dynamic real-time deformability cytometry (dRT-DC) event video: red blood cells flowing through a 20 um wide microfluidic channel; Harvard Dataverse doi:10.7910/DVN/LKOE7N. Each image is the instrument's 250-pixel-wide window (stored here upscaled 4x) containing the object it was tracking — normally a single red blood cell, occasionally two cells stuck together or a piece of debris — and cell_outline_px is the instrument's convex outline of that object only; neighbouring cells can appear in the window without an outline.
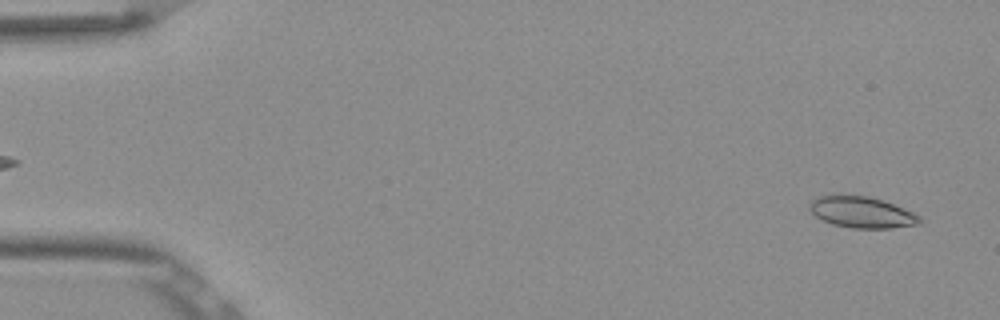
{"species": "Egyptian fruit bat (a non-hibernating species)", "species_latin": "Rousettus aegyptiacus", "temperature_condition": "room temperature", "stored_images_in_passage": 52, "camera_frame_rate_fps": 3000, "um_per_image_px": 0.085, "frame": {"image": 1, "passage_image": 2, "time_ms": 0.333, "image_size_px": [1000, 320], "cell_outline_px": [[924, 220], [920, 224], [892, 228], [852, 228], [832, 224], [820, 220], [808, 208], [808, 204], [812, 200], [820, 196], [832, 192], [868, 196], [892, 204], [912, 212], [920, 216]], "centroid_in_image_um": [73.19, 18.02], "position_along_channel_um": 11.8, "area_um2": 20.52}}
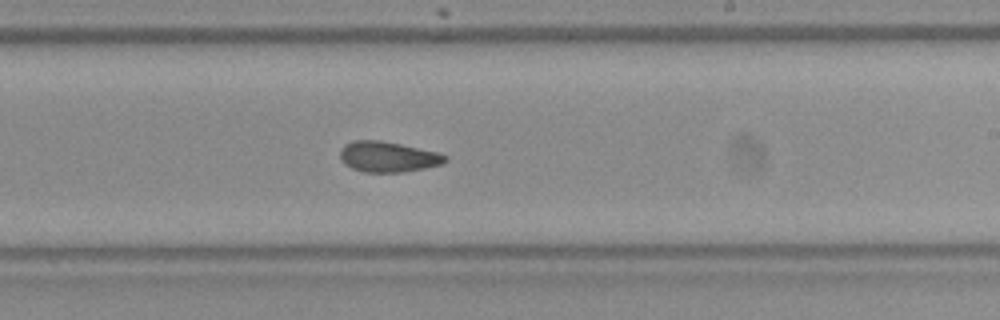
{"frame": {"image": 2, "passage_image": 31, "time_ms": 10.0, "image_size_px": [1000, 320], "cell_outline_px": [[448, 160], [440, 164], [424, 168], [404, 172], [364, 172], [352, 168], [344, 164], [340, 160], [340, 148], [344, 144], [352, 140], [380, 140], [400, 144], [436, 152], [448, 156]], "centroid_in_image_um": [32.92, 13.32], "position_along_channel_um": 256.1, "area_um2": 18.73}}
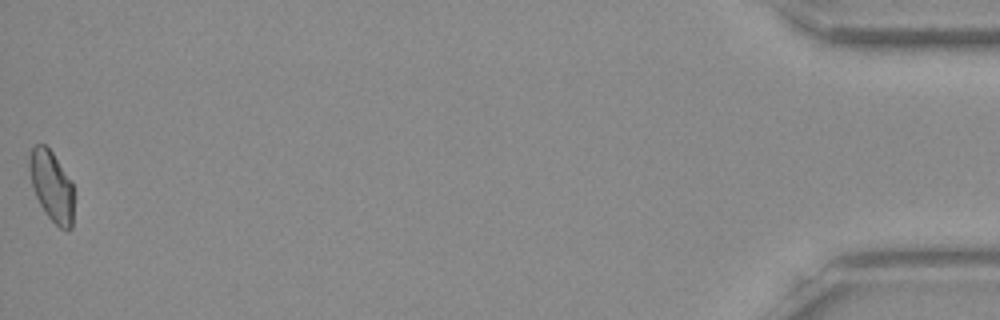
{"frame": {"image": 3, "passage_image": 52, "time_ms": 17.0, "image_size_px": [1000, 320], "cell_outline_px": [[72, 228], [68, 232], [60, 228], [44, 212], [36, 196], [32, 184], [28, 168], [28, 160], [32, 148], [36, 144], [44, 144], [52, 152], [72, 180]], "centroid_in_image_um": [4.38, 15.81], "position_along_channel_um": 430.8, "area_um2": 18.21}, "authors_computed_cell_mechanics": {"area_um2": 19.0162, "velocity_mm_per_s": 3.862, "shape_relaxation_time_tau1_ms": 10.0888, "shape_relaxation_time_tau2_ms": 3.7121, "deformation_change_tau1": 0.2237, "deformation_change_tau2": 0.0865}}